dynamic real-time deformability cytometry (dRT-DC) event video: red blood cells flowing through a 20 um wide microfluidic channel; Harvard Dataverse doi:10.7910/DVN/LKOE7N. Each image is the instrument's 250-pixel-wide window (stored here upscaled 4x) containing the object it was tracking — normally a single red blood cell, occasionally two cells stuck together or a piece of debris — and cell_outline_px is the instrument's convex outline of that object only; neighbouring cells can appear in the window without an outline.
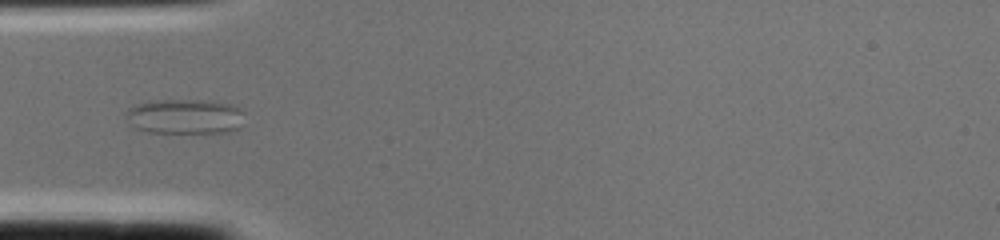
{"species": "common noctule bat (a hibernating species)", "species_latin": "Nyctalus noctula", "temperature_condition": "cold", "stored_images_in_passage": 2, "camera_frame_rate_fps": 3000, "um_per_image_px": 0.085, "animal": {"sex": "female", "body_mass_g": 22.0, "forearm_length_mm": 56.7}, "frame": {"image": 1, "passage_image": 2, "time_ms": 0.333, "image_size_px": [1000, 240], "cell_outline_px": [[244, 112], [240, 128], [228, 132], [148, 132], [132, 128], [128, 124], [124, 116], [128, 108], [136, 104], [160, 100], [212, 100], [232, 104], [244, 108]], "centroid_in_image_um": [15.72, 9.89], "position_along_channel_um": 69.3, "area_um2": 24.62}}